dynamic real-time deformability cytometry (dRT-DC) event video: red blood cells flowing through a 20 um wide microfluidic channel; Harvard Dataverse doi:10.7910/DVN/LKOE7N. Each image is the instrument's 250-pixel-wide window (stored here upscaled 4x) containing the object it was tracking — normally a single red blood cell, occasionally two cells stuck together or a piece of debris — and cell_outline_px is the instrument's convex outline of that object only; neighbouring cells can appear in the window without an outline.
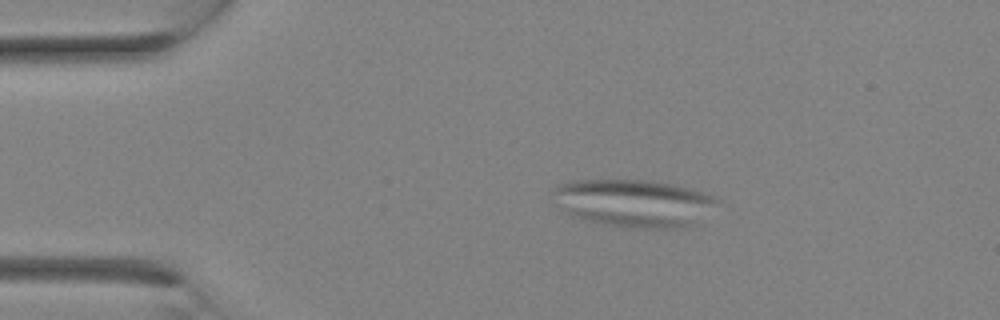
{"species": "Egyptian fruit bat (a non-hibernating species)", "species_latin": "Rousettus aegyptiacus", "temperature_condition": "room temperature", "stored_images_in_passage": 11, "camera_frame_rate_fps": 3000, "um_per_image_px": 0.085, "animal": {"sex": "female"}, "frame": {"image": 1, "passage_image": 6, "time_ms": 1.667, "image_size_px": [1000, 320], "cell_outline_px": [[724, 200], [692, 228], [636, 228], [588, 220], [572, 216], [560, 208], [552, 192], [556, 184], [576, 180], [644, 180], [672, 184], [692, 188], [716, 196]], "centroid_in_image_um": [53.99, 17.26], "position_along_channel_um": 31.0, "area_um2": 45.95}}